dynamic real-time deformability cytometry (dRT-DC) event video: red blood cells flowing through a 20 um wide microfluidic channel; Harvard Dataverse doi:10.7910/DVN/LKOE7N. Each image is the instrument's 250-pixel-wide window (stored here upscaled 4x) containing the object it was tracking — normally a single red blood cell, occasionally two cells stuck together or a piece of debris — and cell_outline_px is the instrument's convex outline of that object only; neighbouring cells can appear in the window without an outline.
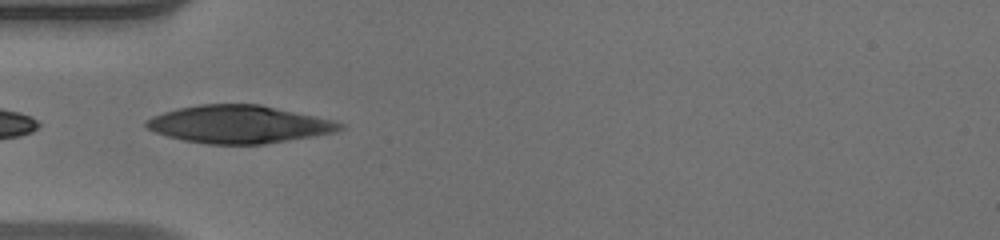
{"species": "human", "species_latin": "Homo sapiens", "temperature_condition": "warm", "stored_images_in_passage": 20, "camera_frame_rate_fps": 3000, "um_per_image_px": 0.085, "donor": {"sex": "male"}, "frame": {"image": 1, "passage_image": 1, "time_ms": 0.0, "image_size_px": [1000, 240], "cell_outline_px": [[344, 128], [336, 132], [264, 144], [208, 144], [184, 140], [168, 136], [156, 132], [148, 128], [144, 124], [144, 120], [152, 116], [176, 108], [200, 104], [260, 104], [332, 120], [344, 124]], "centroid_in_image_um": [20.28, 10.56], "position_along_channel_um": 64.7, "area_um2": 42.37}}
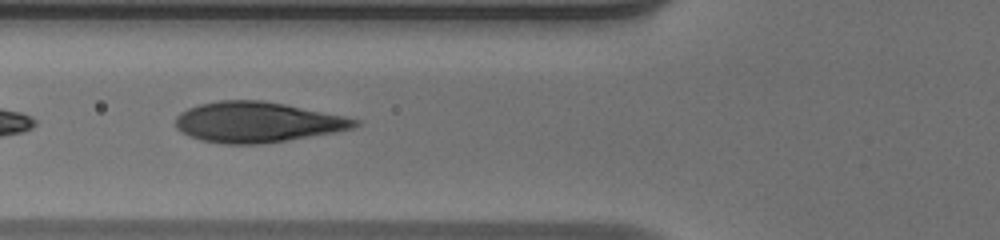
{"frame": {"image": 2, "passage_image": 4, "time_ms": 1.0, "image_size_px": [1000, 240], "cell_outline_px": [[360, 124], [352, 128], [332, 132], [260, 144], [224, 144], [200, 140], [188, 136], [180, 132], [176, 128], [176, 116], [180, 112], [188, 108], [200, 104], [220, 100], [264, 100], [344, 116], [360, 120]], "centroid_in_image_um": [21.8, 10.38], "position_along_channel_um": 104.0, "area_um2": 41.96}}
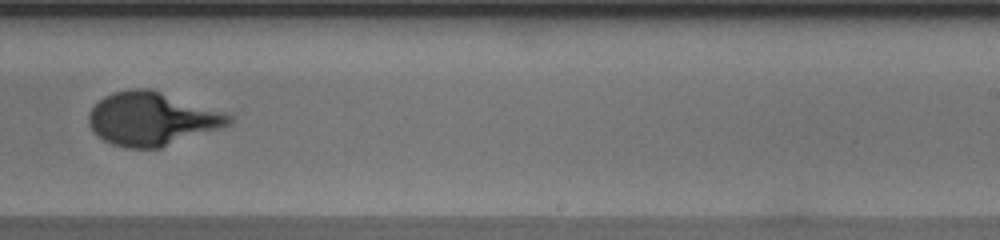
{"frame": {"image": 3, "passage_image": 17, "time_ms": 5.333, "image_size_px": [1000, 240], "cell_outline_px": [[232, 120], [228, 124], [220, 128], [160, 148], [124, 148], [112, 144], [96, 136], [92, 132], [88, 124], [88, 116], [92, 108], [104, 96], [112, 92], [136, 88], [152, 88], [224, 112], [232, 116]], "centroid_in_image_um": [12.87, 10.1], "position_along_channel_um": 276.1, "area_um2": 43.64}}